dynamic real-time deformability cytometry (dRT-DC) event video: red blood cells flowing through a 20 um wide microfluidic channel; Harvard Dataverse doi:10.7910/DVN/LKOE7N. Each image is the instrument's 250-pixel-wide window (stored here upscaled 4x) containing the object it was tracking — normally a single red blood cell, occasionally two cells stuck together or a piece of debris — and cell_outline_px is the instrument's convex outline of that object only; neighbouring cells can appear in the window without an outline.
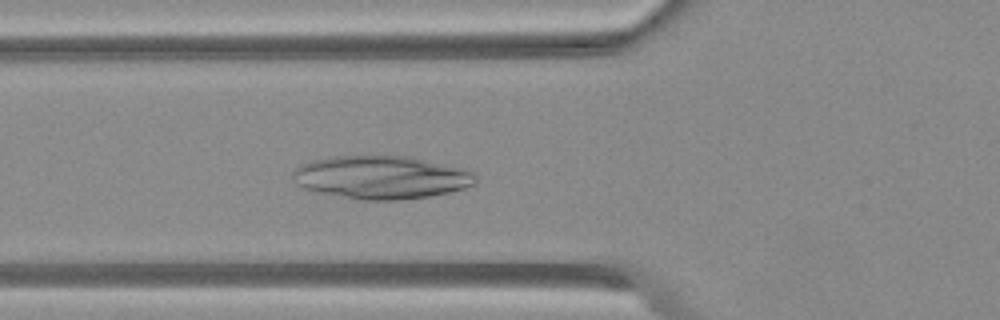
{"species": "Egyptian fruit bat (a non-hibernating species)", "species_latin": "Rousettus aegyptiacus", "temperature_condition": "warm", "stored_images_in_passage": 33, "camera_frame_rate_fps": 3000, "um_per_image_px": 0.085, "animal": {"sex": "female"}, "frame": {"image": 1, "passage_image": 12, "time_ms": 3.667, "image_size_px": [1000, 320], "cell_outline_px": [[476, 184], [464, 188], [448, 192], [428, 196], [400, 200], [360, 200], [320, 192], [304, 188], [292, 176], [292, 172], [296, 168], [312, 160], [336, 156], [412, 156], [468, 168], [476, 172]], "centroid_in_image_um": [32.51, 15.06], "position_along_channel_um": 93.3, "area_um2": 46.07}}
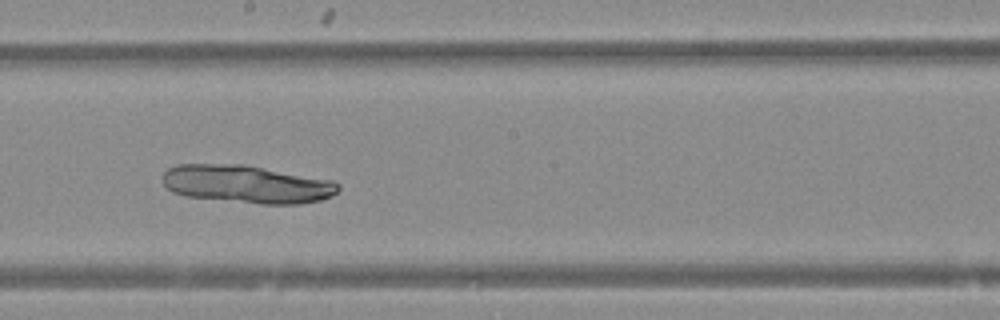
{"frame": {"image": 2, "passage_image": 22, "time_ms": 7.0, "image_size_px": [1000, 320], "cell_outline_px": [[340, 188], [332, 196], [320, 200], [300, 204], [260, 204], [188, 196], [172, 192], [164, 184], [164, 172], [168, 168], [180, 164], [244, 164], [332, 180], [340, 184]], "centroid_in_image_um": [21.01, 15.65], "position_along_channel_um": 227.2, "area_um2": 38.73}}
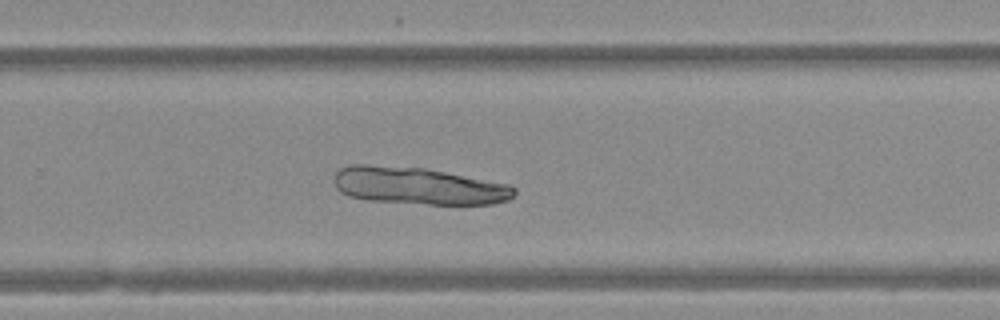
{"frame": {"image": 3, "passage_image": 27, "time_ms": 8.667, "image_size_px": [1000, 320], "cell_outline_px": [[516, 192], [508, 200], [492, 204], [428, 204], [368, 200], [348, 196], [340, 192], [336, 188], [332, 180], [336, 172], [340, 168], [352, 164], [364, 164], [424, 168], [508, 184], [516, 188]], "centroid_in_image_um": [35.51, 15.8], "position_along_channel_um": 294.3, "area_um2": 39.07}}